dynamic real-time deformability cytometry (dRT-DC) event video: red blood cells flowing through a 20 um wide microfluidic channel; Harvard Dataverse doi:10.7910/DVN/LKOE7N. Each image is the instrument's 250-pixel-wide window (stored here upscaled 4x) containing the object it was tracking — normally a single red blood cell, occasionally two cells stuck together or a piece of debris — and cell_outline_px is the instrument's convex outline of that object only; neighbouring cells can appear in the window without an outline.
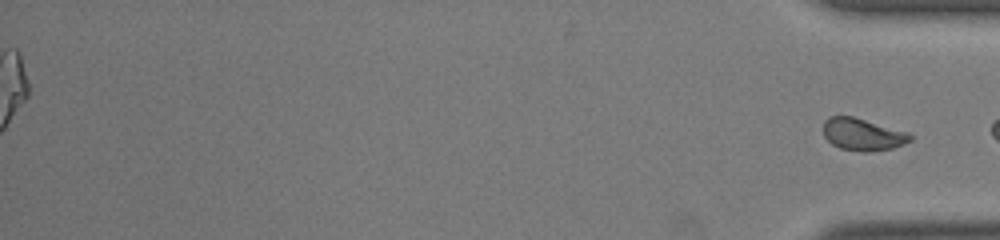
{"species": "common noctule bat (a hibernating species)", "species_latin": "Nyctalus noctula", "temperature_condition": "room temperature", "stored_images_in_passage": 52, "segment_of_instrument_passage": [2, 2], "camera_frame_rate_fps": 3000, "um_per_image_px": 0.085, "animal": {"sex": "male", "body_mass_g": 19.0, "forearm_length_mm": 50.8}, "frame": {"image": 1, "passage_image": 52, "time_ms": 17.0, "image_size_px": [1000, 240], "cell_outline_px": [[912, 140], [904, 144], [892, 148], [868, 152], [860, 152], [840, 148], [832, 144], [824, 136], [824, 120], [828, 116], [852, 116], [908, 132], [912, 136]], "centroid_in_image_um": [73.32, 11.43], "position_along_channel_um": 361.9, "area_um2": 16.3}}